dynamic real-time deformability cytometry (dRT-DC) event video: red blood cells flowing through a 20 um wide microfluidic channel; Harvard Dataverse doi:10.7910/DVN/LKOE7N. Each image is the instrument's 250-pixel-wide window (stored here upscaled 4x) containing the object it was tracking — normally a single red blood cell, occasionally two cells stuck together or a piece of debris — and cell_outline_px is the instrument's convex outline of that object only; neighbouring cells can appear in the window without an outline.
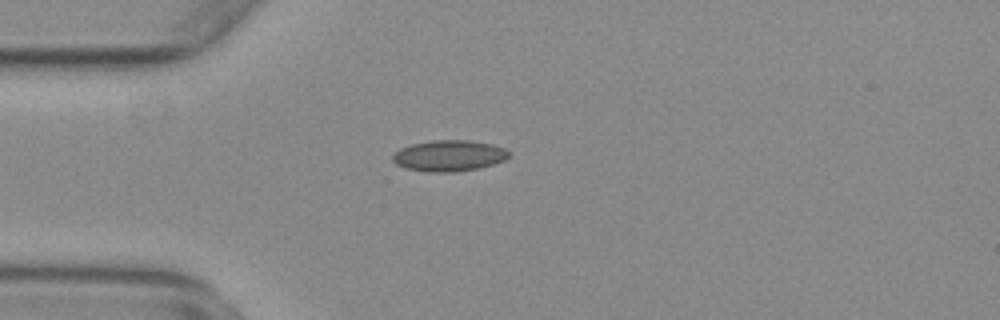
{"species": "common noctule bat (a hibernating species)", "species_latin": "Nyctalus noctula", "temperature_condition": "warm", "stored_images_in_passage": 42, "camera_frame_rate_fps": 3000, "um_per_image_px": 0.085, "animal": {"sex": "female", "body_mass_g": 29.2, "forearm_length_mm": 56.3}, "frame": {"image": 1, "passage_image": 1, "time_ms": 0.0, "image_size_px": [1000, 320], "cell_outline_px": [[508, 156], [504, 160], [492, 164], [476, 168], [452, 172], [428, 172], [404, 168], [396, 164], [392, 160], [392, 156], [400, 148], [412, 144], [432, 140], [472, 140], [492, 144], [504, 148], [508, 152]], "centroid_in_image_um": [38.13, 13.23], "position_along_channel_um": 46.9, "area_um2": 20.92}}
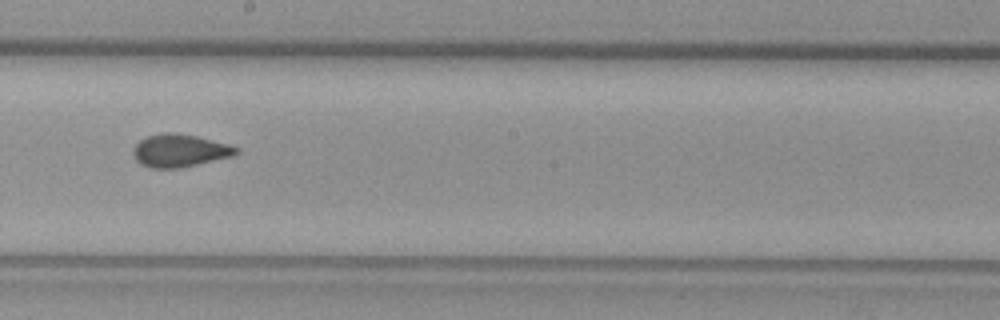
{"frame": {"image": 2, "passage_image": 17, "time_ms": 5.333, "image_size_px": [1000, 320], "cell_outline_px": [[240, 152], [232, 156], [180, 168], [152, 168], [140, 164], [132, 156], [132, 148], [140, 140], [148, 136], [164, 132], [172, 132], [196, 136], [228, 144], [240, 148]], "centroid_in_image_um": [15.25, 12.8], "position_along_channel_um": 232.9, "area_um2": 19.71}}
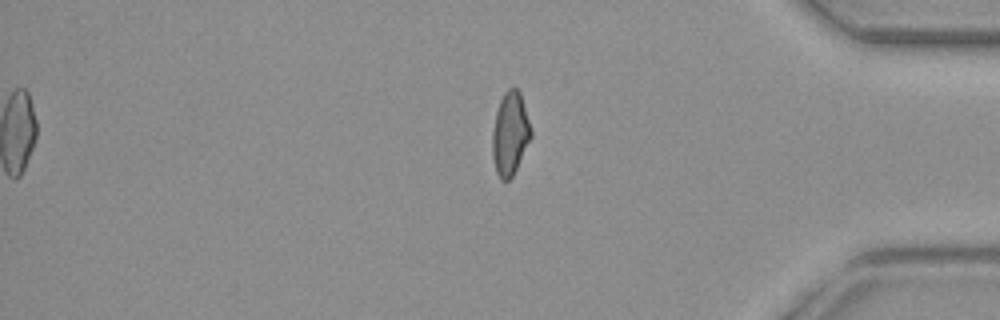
{"frame": {"image": 3, "passage_image": 32, "time_ms": 10.333, "image_size_px": [1000, 320], "cell_outline_px": [[532, 136], [512, 176], [508, 180], [500, 180], [496, 172], [492, 156], [492, 132], [496, 112], [500, 100], [504, 92], [508, 88], [516, 88], [520, 92], [532, 132]], "centroid_in_image_um": [43.34, 11.36], "position_along_channel_um": 391.9, "area_um2": 18.55}, "authors_computed_cell_mechanics": {"area_um2": 19.0451, "velocity_mm_per_s": 3.737, "shape_relaxation_time_tau1_ms": null, "shape_relaxation_time_tau2_ms": 1.4334, "deformation_change_tau1": null, "deformation_change_tau2": 0.0512}}